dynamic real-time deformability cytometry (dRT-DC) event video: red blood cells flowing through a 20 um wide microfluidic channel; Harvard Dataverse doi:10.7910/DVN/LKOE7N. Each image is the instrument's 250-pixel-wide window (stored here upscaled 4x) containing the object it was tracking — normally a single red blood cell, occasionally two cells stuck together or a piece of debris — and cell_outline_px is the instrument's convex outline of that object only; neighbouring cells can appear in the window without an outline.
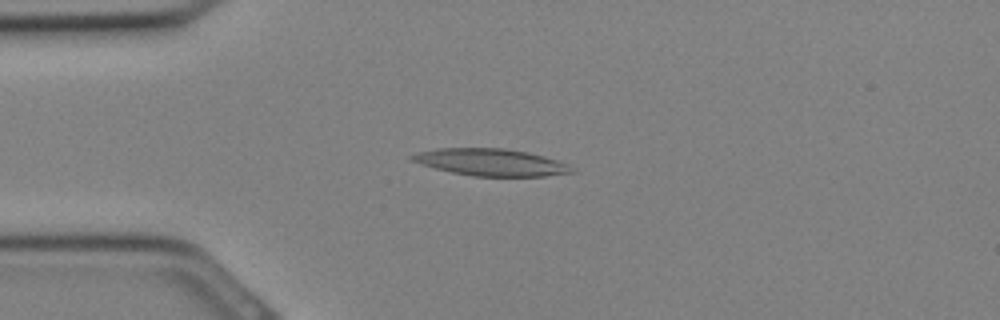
{"species": "Egyptian fruit bat (a non-hibernating species)", "species_latin": "Rousettus aegyptiacus", "temperature_condition": "cold", "stored_images_in_passage": 32, "camera_frame_rate_fps": 3000, "um_per_image_px": 0.085, "animal": {"sex": "female"}, "frame": {"image": 1, "passage_image": 8, "time_ms": 2.333, "image_size_px": [1000, 320], "cell_outline_px": [[576, 172], [544, 176], [472, 176], [452, 172], [436, 168], [408, 160], [408, 156], [416, 152], [436, 148], [504, 148], [528, 152], [544, 156], [568, 164], [576, 168]], "centroid_in_image_um": [41.72, 13.79], "position_along_channel_um": 43.3, "area_um2": 25.32}}
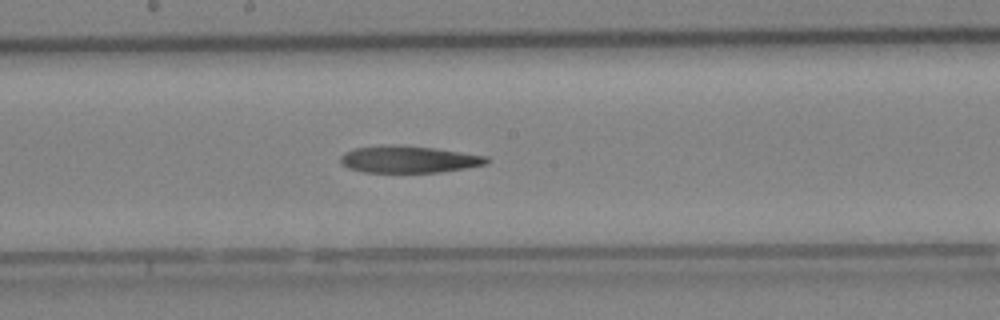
{"frame": {"image": 2, "passage_image": 17, "time_ms": 5.333, "image_size_px": [1000, 320], "cell_outline_px": [[488, 164], [440, 172], [364, 172], [348, 168], [340, 164], [340, 156], [344, 152], [356, 148], [380, 144], [400, 144], [436, 148], [488, 156]], "centroid_in_image_um": [34.71, 13.52], "position_along_channel_um": 213.5, "area_um2": 23.29}}
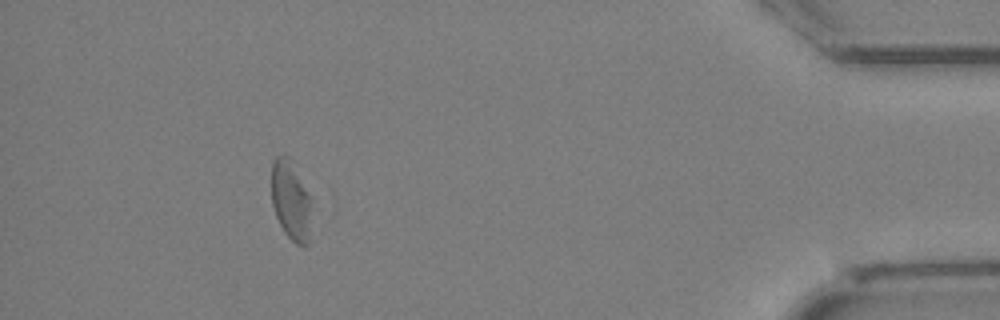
{"frame": {"image": 3, "passage_image": 29, "time_ms": 9.333, "image_size_px": [1000, 320], "cell_outline_px": [[312, 200], [308, 244], [304, 248], [296, 244], [284, 232], [276, 216], [272, 204], [272, 160], [276, 156], [284, 152], [288, 156], [312, 196]], "centroid_in_image_um": [24.74, 17.02], "position_along_channel_um": 410.5, "area_um2": 18.96}}